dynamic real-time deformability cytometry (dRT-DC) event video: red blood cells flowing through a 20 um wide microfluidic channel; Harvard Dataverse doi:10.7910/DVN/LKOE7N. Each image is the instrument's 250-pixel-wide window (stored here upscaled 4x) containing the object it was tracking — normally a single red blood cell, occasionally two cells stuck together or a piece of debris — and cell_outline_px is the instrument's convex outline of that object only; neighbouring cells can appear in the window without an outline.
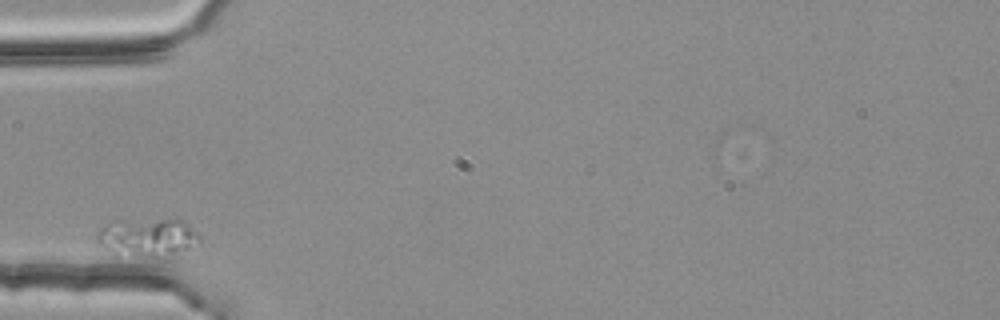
{"species": "common noctule bat (a hibernating species)", "species_latin": "Nyctalus noctula", "temperature_condition": "room temperature", "stored_images_in_passage": 3, "camera_frame_rate_fps": 3000, "um_per_image_px": 0.085, "animal": {"sex": "female", "body_mass_g": 25.1}, "frame": {"image": 1, "passage_image": 1, "time_ms": 0.0, "image_size_px": [1000, 320], "cell_outline_px": [[200, 244], [156, 260], [112, 252], [100, 244], [96, 240], [96, 236], [100, 228], [116, 220], [180, 220], [188, 224], [200, 236]], "centroid_in_image_um": [12.56, 20.21], "position_along_channel_um": 72.4, "area_um2": 22.89}}